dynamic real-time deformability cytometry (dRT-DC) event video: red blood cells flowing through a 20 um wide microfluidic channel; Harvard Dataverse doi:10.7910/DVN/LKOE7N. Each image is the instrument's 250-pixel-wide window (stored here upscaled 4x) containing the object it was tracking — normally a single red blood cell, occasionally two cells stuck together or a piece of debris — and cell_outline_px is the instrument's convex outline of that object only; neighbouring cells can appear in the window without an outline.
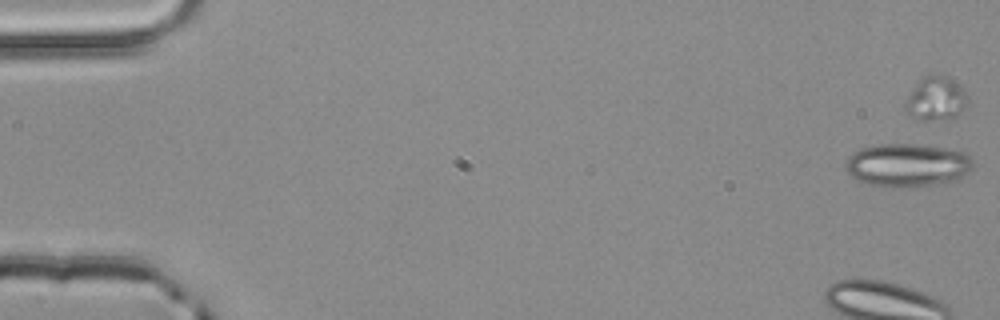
{"species": "common noctule bat (a hibernating species)", "species_latin": "Nyctalus noctula", "temperature_condition": "room temperature", "stored_images_in_passage": 5, "camera_frame_rate_fps": 3000, "um_per_image_px": 0.085, "animal": {"sex": "male", "body_mass_g": 20.4}, "frame": {"image": 1, "passage_image": 1, "time_ms": 0.0, "image_size_px": [1000, 320], "cell_outline_px": [[976, 160], [972, 168], [960, 180], [936, 184], [896, 188], [892, 188], [872, 184], [856, 180], [844, 168], [844, 160], [852, 152], [860, 148], [880, 144], [916, 144], [944, 148], [964, 152]], "centroid_in_image_um": [77.13, 14.04], "position_along_channel_um": 7.9, "area_um2": 32.6}}